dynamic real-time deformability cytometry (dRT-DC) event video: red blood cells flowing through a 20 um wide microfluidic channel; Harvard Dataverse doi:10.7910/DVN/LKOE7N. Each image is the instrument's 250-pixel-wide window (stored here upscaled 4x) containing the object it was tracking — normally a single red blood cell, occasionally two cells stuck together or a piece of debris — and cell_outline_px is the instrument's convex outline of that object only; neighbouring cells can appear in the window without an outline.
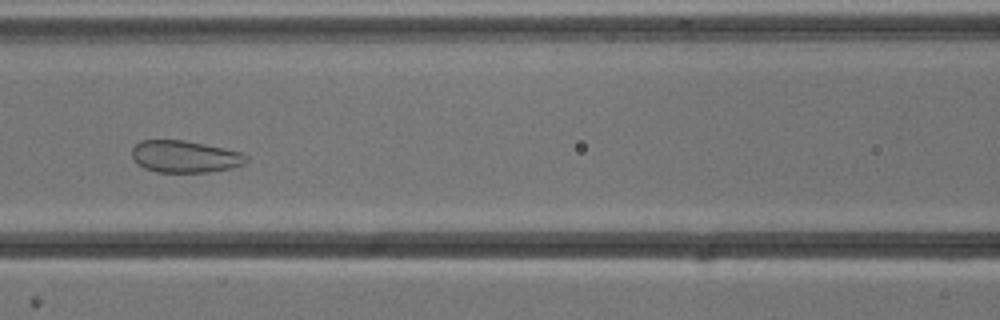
{"species": "common noctule bat (a hibernating species)", "species_latin": "Nyctalus noctula", "temperature_condition": "cold", "stored_images_in_passage": 40, "camera_frame_rate_fps": 3000, "um_per_image_px": 0.085, "animal": {"sex": "male", "body_mass_g": 13.3}, "frame": {"image": 1, "passage_image": 10, "time_ms": 3.0, "image_size_px": [1000, 320], "cell_outline_px": [[248, 160], [244, 164], [232, 168], [208, 172], [156, 172], [144, 168], [132, 156], [132, 148], [140, 140], [184, 140], [244, 152], [248, 156]], "centroid_in_image_um": [15.76, 13.31], "position_along_channel_um": 150.8, "area_um2": 21.39}}
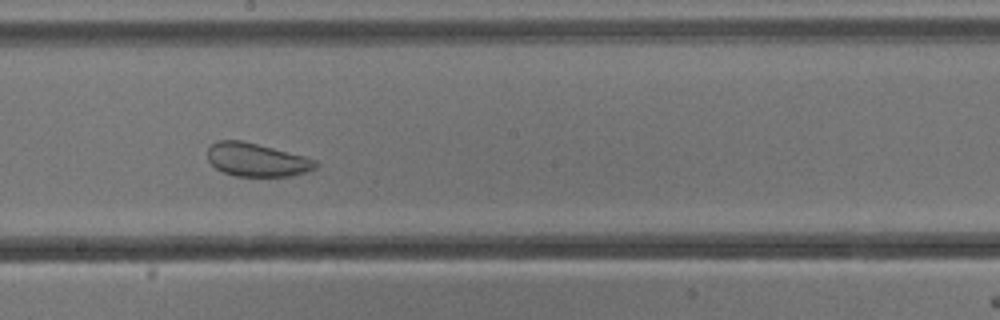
{"frame": {"image": 2, "passage_image": 16, "time_ms": 5.0, "image_size_px": [1000, 320], "cell_outline_px": [[320, 164], [316, 168], [292, 176], [236, 176], [224, 172], [216, 168], [208, 160], [208, 148], [216, 140], [240, 140], [308, 156], [316, 160]], "centroid_in_image_um": [21.86, 13.58], "position_along_channel_um": 226.3, "area_um2": 21.1}}
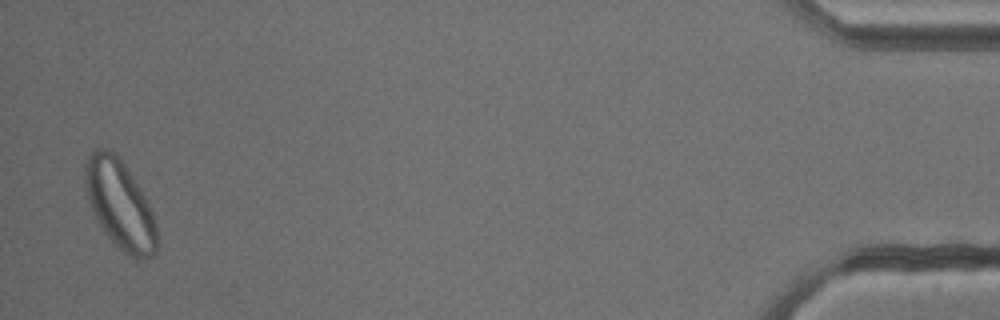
{"frame": {"image": 3, "passage_image": 39, "time_ms": 12.667, "image_size_px": [1000, 320], "cell_outline_px": [[156, 252], [152, 256], [144, 260], [132, 260], [108, 236], [100, 224], [88, 200], [84, 184], [84, 164], [88, 156], [96, 148], [112, 148], [116, 152], [140, 188], [152, 212], [156, 224]], "centroid_in_image_um": [10.18, 17.36], "position_along_channel_um": 425.0, "area_um2": 37.05}, "authors_computed_cell_mechanics": {"area_um2": 26.9926, "velocity_mm_per_s": 3.786, "shape_relaxation_time_tau1_ms": null, "shape_relaxation_time_tau2_ms": 0.8513, "deformation_change_tau1": null, "deformation_change_tau2": 0.0659}}